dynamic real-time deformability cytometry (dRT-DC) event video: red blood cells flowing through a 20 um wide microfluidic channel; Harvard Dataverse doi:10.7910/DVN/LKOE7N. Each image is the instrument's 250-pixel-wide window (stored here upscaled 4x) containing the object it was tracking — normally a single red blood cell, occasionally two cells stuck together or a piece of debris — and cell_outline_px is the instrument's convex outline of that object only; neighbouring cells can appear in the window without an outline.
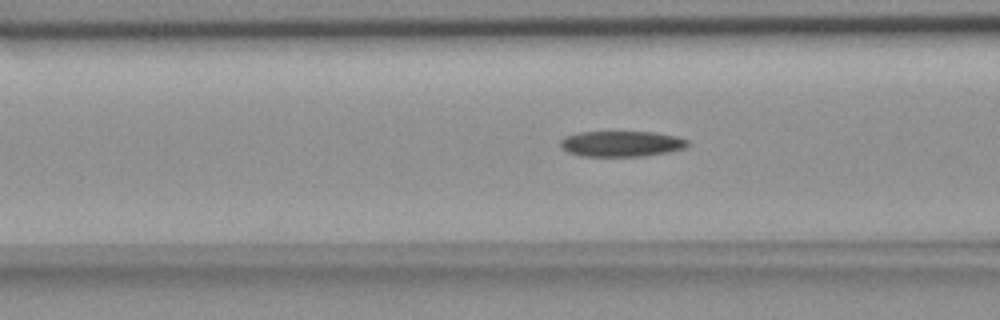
{"species": "common noctule bat (a hibernating species)", "species_latin": "Nyctalus noctula", "temperature_condition": "room temperature", "stored_images_in_passage": 42, "camera_frame_rate_fps": 3000, "um_per_image_px": 0.085, "animal": {"sex": "female", "body_mass_g": 18.4}, "frame": {"image": 1, "passage_image": 11, "time_ms": 3.333, "image_size_px": [1000, 320], "cell_outline_px": [[688, 144], [684, 148], [668, 152], [644, 156], [580, 156], [568, 152], [560, 148], [560, 140], [564, 136], [576, 132], [652, 132], [676, 136], [688, 140]], "centroid_in_image_um": [52.76, 12.22], "position_along_channel_um": 113.8, "area_um2": 19.13}}
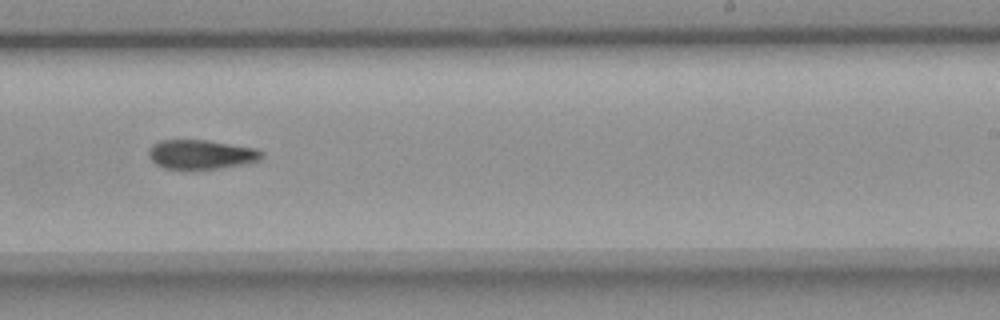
{"frame": {"image": 2, "passage_image": 24, "time_ms": 7.667, "image_size_px": [1000, 320], "cell_outline_px": [[264, 156], [260, 160], [244, 164], [220, 168], [164, 168], [156, 164], [148, 156], [148, 152], [152, 144], [160, 140], [208, 140], [256, 148], [264, 152]], "centroid_in_image_um": [17.12, 13.11], "position_along_channel_um": 271.9, "area_um2": 19.25}}
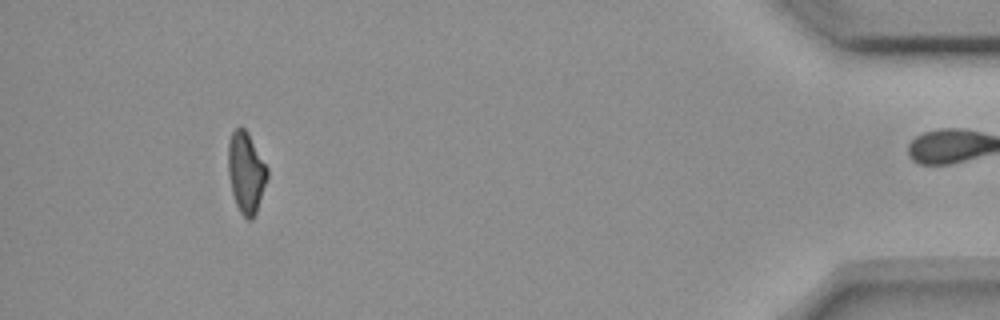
{"frame": {"image": 3, "passage_image": 41, "time_ms": 13.333, "image_size_px": [1000, 320], "cell_outline_px": [[268, 176], [256, 212], [252, 220], [248, 220], [240, 212], [236, 204], [232, 192], [228, 172], [228, 140], [232, 132], [236, 128], [244, 128], [248, 132], [268, 168]], "centroid_in_image_um": [20.91, 14.64], "position_along_channel_um": 414.3, "area_um2": 18.38}}